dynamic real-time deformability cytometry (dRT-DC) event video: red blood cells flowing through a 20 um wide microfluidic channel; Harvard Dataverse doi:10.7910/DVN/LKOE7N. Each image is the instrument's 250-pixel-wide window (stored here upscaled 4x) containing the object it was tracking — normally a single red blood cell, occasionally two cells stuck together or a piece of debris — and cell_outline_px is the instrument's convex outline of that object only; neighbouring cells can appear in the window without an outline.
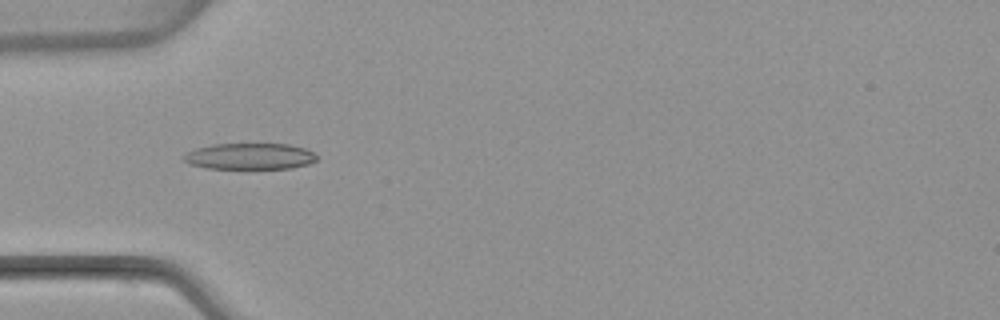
{"species": "common noctule bat (a hibernating species)", "species_latin": "Nyctalus noctula", "temperature_condition": "warm", "stored_images_in_passage": 7, "camera_frame_rate_fps": 3000, "um_per_image_px": 0.085, "animal": {"sex": "female", "body_mass_g": 22.7, "forearm_length_mm": 54.2}, "frame": {"image": 1, "passage_image": 5, "time_ms": 5.0, "image_size_px": [1000, 320], "cell_outline_px": [[316, 160], [308, 164], [292, 168], [204, 168], [188, 164], [180, 156], [196, 148], [212, 144], [288, 144], [304, 148], [312, 152], [316, 156]], "centroid_in_image_um": [21.18, 13.28], "position_along_channel_um": 63.8, "area_um2": 20.29}}
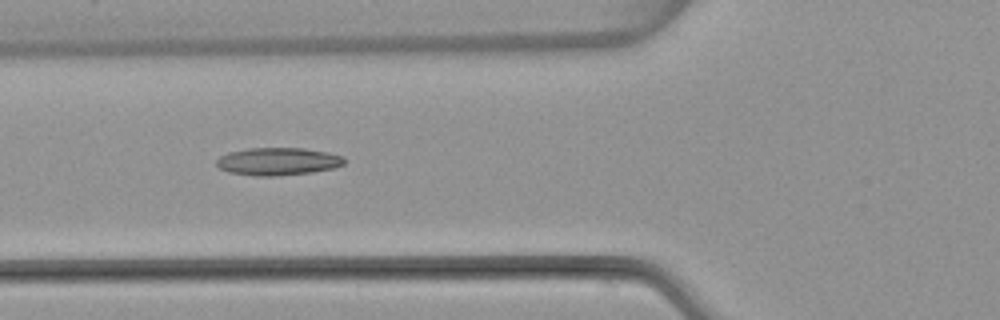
{"frame": {"image": 2, "passage_image": 6, "time_ms": 6.0, "image_size_px": [1000, 320], "cell_outline_px": [[344, 164], [332, 168], [312, 172], [276, 176], [252, 176], [228, 172], [216, 168], [216, 160], [220, 156], [228, 152], [248, 148], [304, 148], [328, 152], [344, 156]], "centroid_in_image_um": [23.57, 13.72], "position_along_channel_um": 102.2, "area_um2": 20.81}}
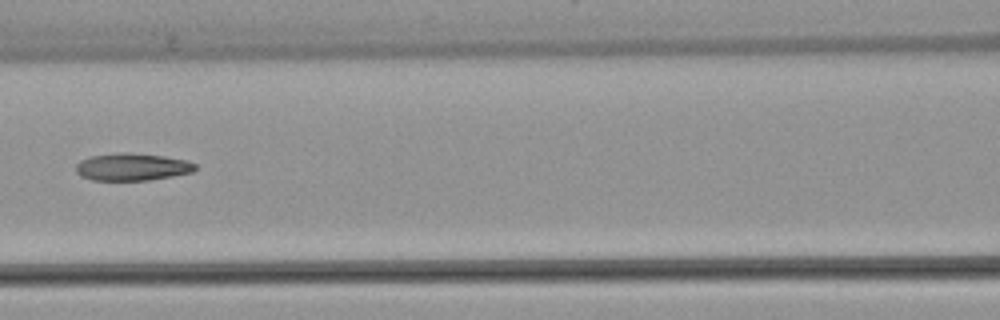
{"frame": {"image": 3, "passage_image": 7, "time_ms": 7.333, "image_size_px": [1000, 320], "cell_outline_px": [[196, 168], [192, 172], [172, 176], [148, 180], [92, 180], [80, 176], [76, 172], [76, 164], [80, 160], [92, 156], [120, 152], [128, 152], [164, 156], [184, 160], [196, 164]], "centroid_in_image_um": [11.2, 14.18], "position_along_channel_um": 155.4, "area_um2": 18.96}}